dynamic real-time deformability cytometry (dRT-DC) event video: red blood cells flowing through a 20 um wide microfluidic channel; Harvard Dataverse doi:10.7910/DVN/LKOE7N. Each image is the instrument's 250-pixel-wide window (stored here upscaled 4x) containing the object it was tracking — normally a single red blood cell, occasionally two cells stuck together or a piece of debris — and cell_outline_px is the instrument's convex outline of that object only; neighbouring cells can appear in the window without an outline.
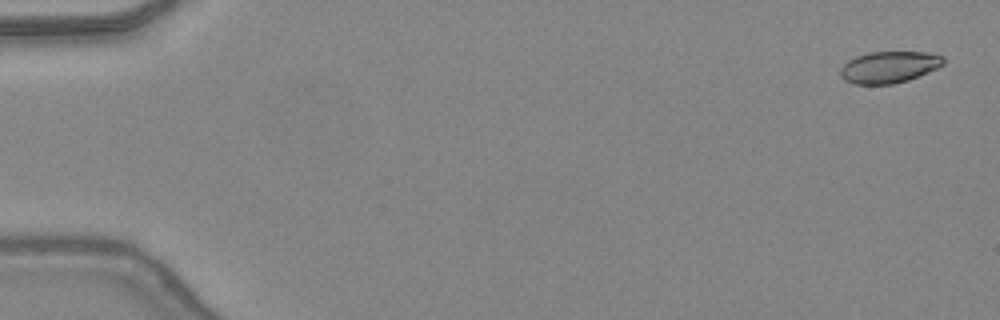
{"species": "common noctule bat (a hibernating species)", "species_latin": "Nyctalus noctula", "temperature_condition": "warm", "stored_images_in_passage": 47, "camera_frame_rate_fps": 3000, "um_per_image_px": 0.085, "animal": {"sex": "female", "body_mass_g": 24.6, "forearm_length_mm": 56.2}, "frame": {"image": 1, "passage_image": 1, "time_ms": 0.0, "image_size_px": [1000, 320], "cell_outline_px": [[944, 64], [928, 72], [908, 80], [892, 84], [852, 84], [844, 80], [840, 76], [840, 68], [848, 60], [856, 56], [868, 52], [928, 52], [944, 56]], "centroid_in_image_um": [75.55, 5.7], "position_along_channel_um": 9.5, "area_um2": 19.07}}
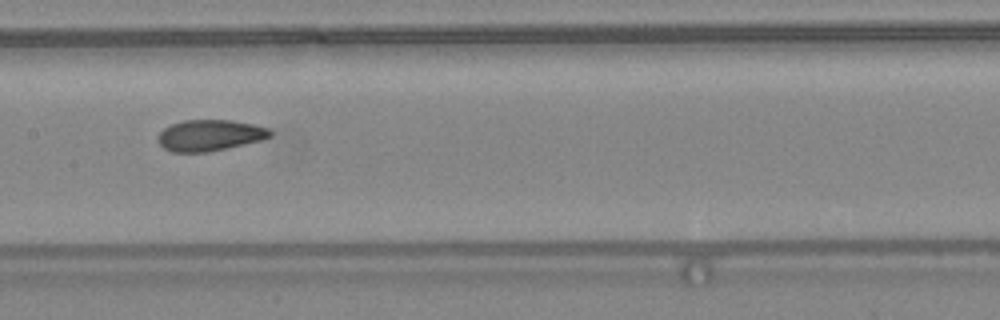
{"frame": {"image": 2, "passage_image": 24, "time_ms": 7.667, "image_size_px": [1000, 320], "cell_outline_px": [[272, 136], [260, 140], [208, 152], [172, 152], [164, 148], [160, 144], [156, 136], [164, 128], [172, 124], [184, 120], [232, 120], [252, 124], [268, 128], [272, 132]], "centroid_in_image_um": [17.81, 11.5], "position_along_channel_um": 189.6, "area_um2": 20.23}}
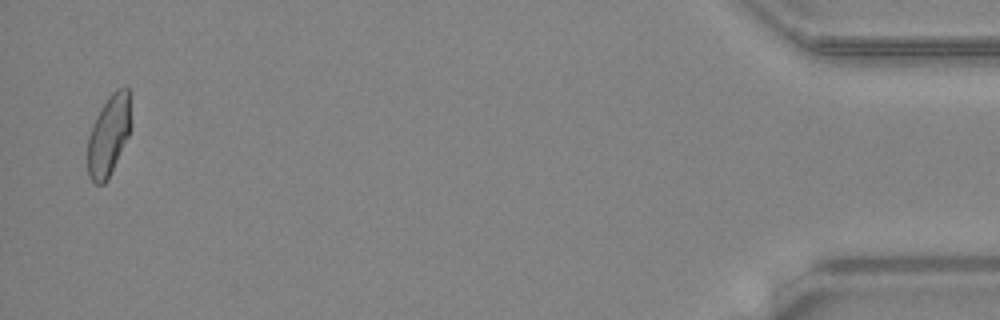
{"frame": {"image": 3, "passage_image": 46, "time_ms": 15.0, "image_size_px": [1000, 320], "cell_outline_px": [[128, 136], [108, 180], [104, 184], [96, 184], [88, 176], [88, 136], [92, 124], [100, 108], [108, 96], [116, 88], [128, 88]], "centroid_in_image_um": [9.18, 11.55], "position_along_channel_um": 426.0, "area_um2": 19.83}, "authors_computed_cell_mechanics": {"area_um2": 20.4612, "velocity_mm_per_s": 4.4077, "shape_relaxation_time_tau1_ms": null, "shape_relaxation_time_tau2_ms": 1.77, "deformation_change_tau1": null, "deformation_change_tau2": 0.0519}}